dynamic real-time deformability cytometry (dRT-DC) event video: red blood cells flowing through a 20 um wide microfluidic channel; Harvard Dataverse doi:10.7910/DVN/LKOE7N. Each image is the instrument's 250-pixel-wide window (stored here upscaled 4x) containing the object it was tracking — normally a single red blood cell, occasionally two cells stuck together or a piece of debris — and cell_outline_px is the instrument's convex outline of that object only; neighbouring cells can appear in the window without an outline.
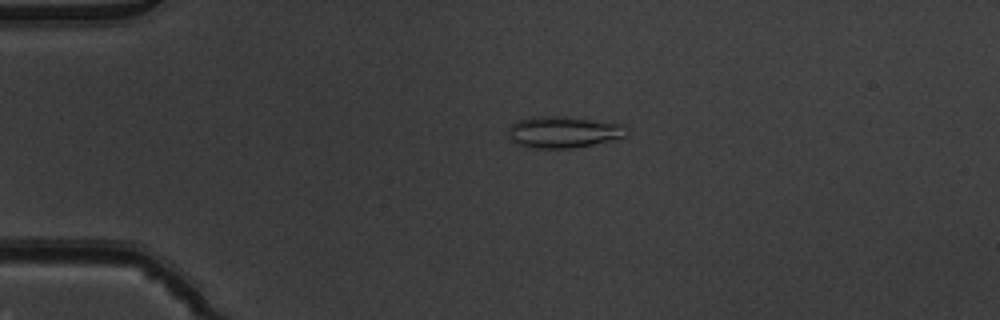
{"species": "common noctule bat (a hibernating species)", "species_latin": "Nyctalus noctula", "temperature_condition": "warm", "stored_images_in_passage": 52, "camera_frame_rate_fps": 3000, "um_per_image_px": 0.085, "animal": {"sex": "male", "body_mass_g": 19.5, "forearm_length_mm": 54.6}, "frame": {"image": 1, "passage_image": 12, "time_ms": 3.667, "image_size_px": [1000, 320], "cell_outline_px": [[628, 136], [616, 140], [572, 148], [528, 148], [516, 144], [508, 136], [508, 128], [516, 120], [532, 116], [564, 116], [624, 124], [628, 128]], "centroid_in_image_um": [47.91, 11.22], "position_along_channel_um": 37.1, "area_um2": 22.25}}
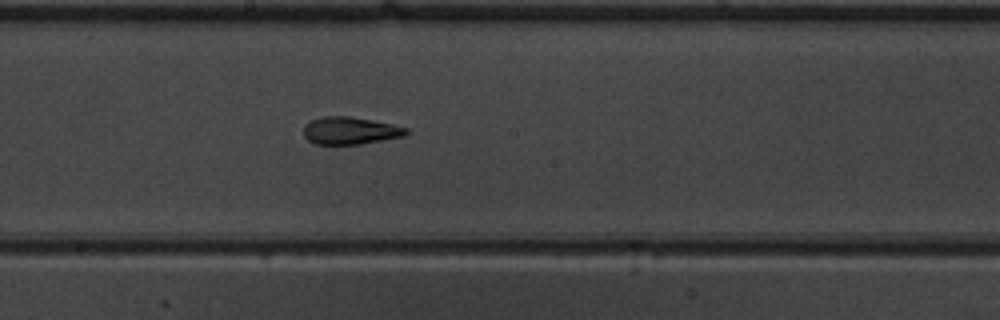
{"frame": {"image": 2, "passage_image": 29, "time_ms": 9.333, "image_size_px": [1000, 320], "cell_outline_px": [[412, 132], [404, 136], [360, 144], [316, 144], [308, 140], [304, 136], [304, 124], [312, 120], [324, 116], [348, 116], [372, 120], [392, 124], [408, 128]], "centroid_in_image_um": [29.79, 11.1], "position_along_channel_um": 218.4, "area_um2": 16.42}}
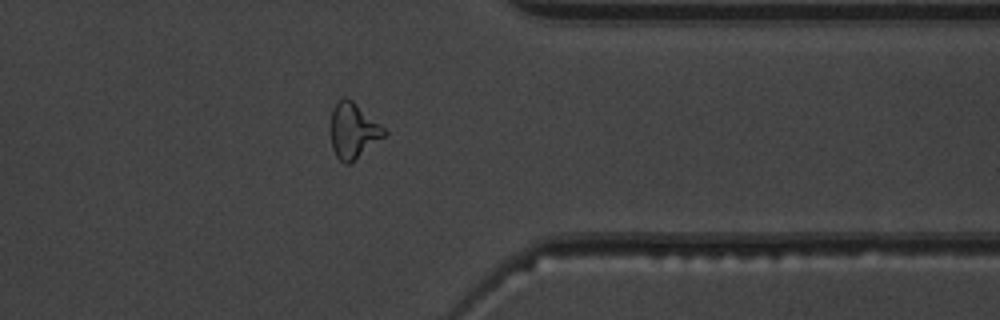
{"frame": {"image": 3, "passage_image": 42, "time_ms": 13.667, "image_size_px": [1000, 320], "cell_outline_px": [[388, 132], [384, 136], [348, 164], [344, 164], [336, 156], [332, 148], [332, 108], [344, 96], [352, 100], [380, 124]], "centroid_in_image_um": [30.02, 11.09], "position_along_channel_um": 381.4, "area_um2": 16.7}, "authors_computed_cell_mechanics": {"area_um2": 17.5712, "velocity_mm_per_s": 3.926, "shape_relaxation_time_tau1_ms": null, "shape_relaxation_time_tau2_ms": 2.7817, "deformation_change_tau1": null, "deformation_change_tau2": 0.1158}}